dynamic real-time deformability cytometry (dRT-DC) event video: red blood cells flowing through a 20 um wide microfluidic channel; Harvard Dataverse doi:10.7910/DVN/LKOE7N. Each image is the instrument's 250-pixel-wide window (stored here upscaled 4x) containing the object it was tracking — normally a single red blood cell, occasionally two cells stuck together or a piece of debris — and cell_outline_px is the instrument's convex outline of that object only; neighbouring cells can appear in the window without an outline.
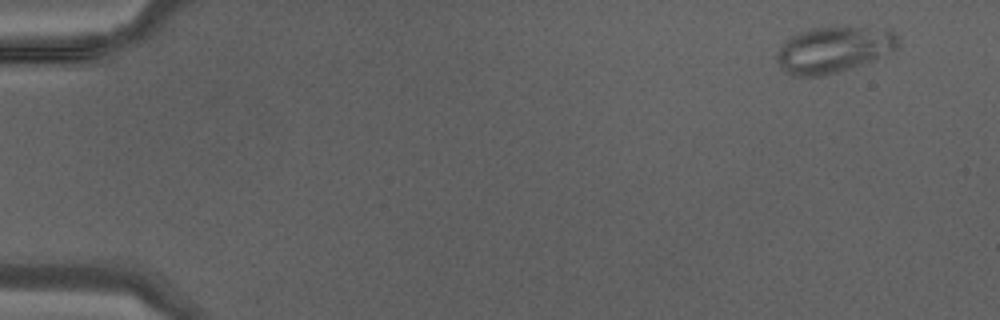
{"species": "Egyptian fruit bat (a non-hibernating species)", "species_latin": "Rousettus aegyptiacus", "temperature_condition": "warm", "stored_images_in_passage": 42, "camera_frame_rate_fps": 3000, "um_per_image_px": 0.085, "animal": {"sex": "male"}, "frame": {"image": 1, "passage_image": 3, "time_ms": 0.667, "image_size_px": [1000, 320], "cell_outline_px": [[900, 44], [896, 48], [872, 60], [840, 72], [824, 76], [792, 76], [784, 72], [776, 60], [776, 52], [792, 36], [808, 28], [888, 28], [896, 32], [900, 40]], "centroid_in_image_um": [70.87, 4.23], "position_along_channel_um": 14.1, "area_um2": 32.43}}
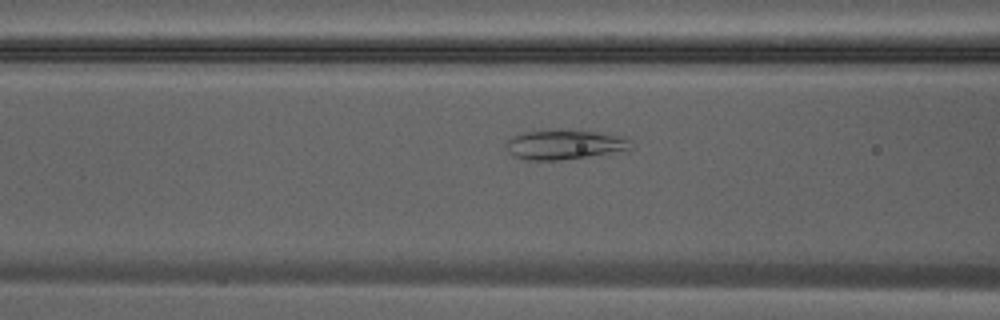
{"frame": {"image": 2, "passage_image": 18, "time_ms": 5.667, "image_size_px": [1000, 320], "cell_outline_px": [[632, 148], [628, 152], [560, 160], [528, 160], [516, 156], [508, 152], [504, 144], [512, 136], [524, 132], [552, 128], [560, 128], [596, 132], [628, 136], [632, 140]], "centroid_in_image_um": [48.09, 12.27], "position_along_channel_um": 118.5, "area_um2": 22.66}}
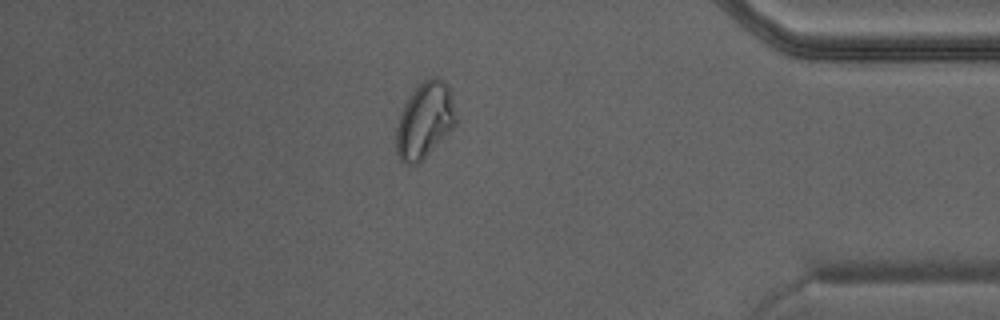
{"frame": {"image": 3, "passage_image": 37, "time_ms": 12.0, "image_size_px": [1000, 320], "cell_outline_px": [[456, 124], [420, 164], [408, 164], [400, 160], [396, 152], [396, 128], [404, 104], [412, 92], [424, 80], [432, 76], [436, 76], [444, 80], [448, 84], [452, 92], [456, 120]], "centroid_in_image_um": [36.11, 10.23], "position_along_channel_um": 399.1, "area_um2": 26.53}}